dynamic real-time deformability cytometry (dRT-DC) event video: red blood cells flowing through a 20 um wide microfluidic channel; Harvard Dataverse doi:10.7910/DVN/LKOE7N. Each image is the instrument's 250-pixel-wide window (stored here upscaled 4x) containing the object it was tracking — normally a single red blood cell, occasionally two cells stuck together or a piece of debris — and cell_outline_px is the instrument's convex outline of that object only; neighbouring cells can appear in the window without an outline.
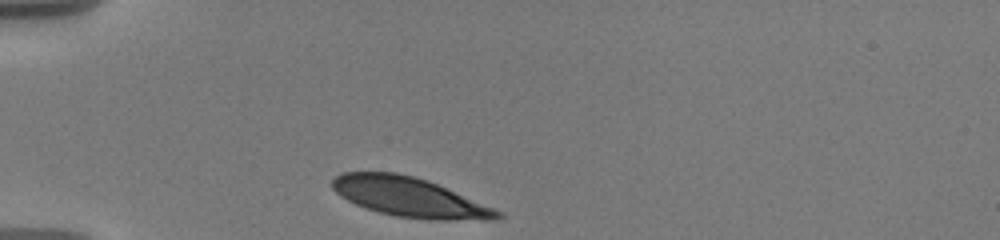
{"species": "human", "species_latin": "Homo sapiens", "temperature_condition": "warm", "stored_images_in_passage": 6, "camera_frame_rate_fps": 3000, "um_per_image_px": 0.085, "donor": {"sex": "male"}, "frame": {"image": 1, "passage_image": 1, "time_ms": 0.0, "image_size_px": [1000, 240], "cell_outline_px": [[504, 216], [496, 220], [444, 220], [396, 216], [380, 212], [356, 204], [340, 196], [332, 188], [332, 180], [340, 172], [396, 172], [428, 180], [496, 208], [504, 212]], "centroid_in_image_um": [34.87, 16.75], "position_along_channel_um": 50.1, "area_um2": 37.97}}